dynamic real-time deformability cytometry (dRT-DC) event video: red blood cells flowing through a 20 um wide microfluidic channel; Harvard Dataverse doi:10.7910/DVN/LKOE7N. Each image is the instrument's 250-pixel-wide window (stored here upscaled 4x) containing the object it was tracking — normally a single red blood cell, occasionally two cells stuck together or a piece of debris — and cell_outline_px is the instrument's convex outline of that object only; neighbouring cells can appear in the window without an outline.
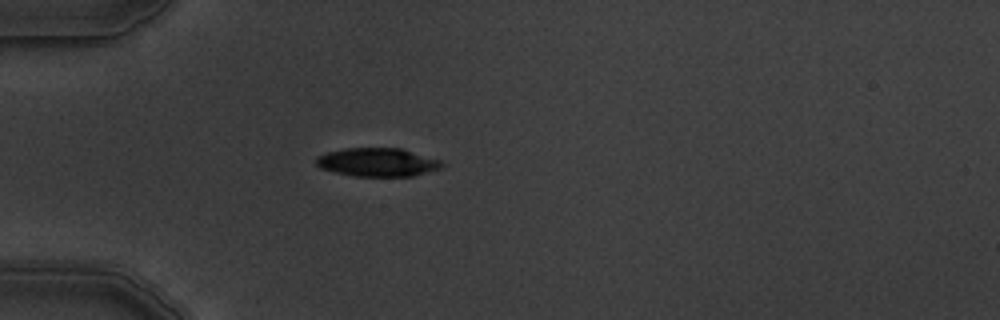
{"species": "common noctule bat (a hibernating species)", "species_latin": "Nyctalus noctula", "temperature_condition": "warm", "stored_images_in_passage": 4, "camera_frame_rate_fps": 3000, "um_per_image_px": 0.085, "animal": {"sex": "male", "body_mass_g": 19.5, "forearm_length_mm": 54.6}, "frame": {"image": 1, "passage_image": 4, "time_ms": 4.0, "image_size_px": [1000, 320], "cell_outline_px": [[444, 164], [440, 168], [412, 176], [352, 176], [320, 168], [316, 164], [316, 156], [328, 152], [344, 148], [400, 148], [440, 160]], "centroid_in_image_um": [32.05, 13.79], "position_along_channel_um": 52.9, "area_um2": 20.69}}